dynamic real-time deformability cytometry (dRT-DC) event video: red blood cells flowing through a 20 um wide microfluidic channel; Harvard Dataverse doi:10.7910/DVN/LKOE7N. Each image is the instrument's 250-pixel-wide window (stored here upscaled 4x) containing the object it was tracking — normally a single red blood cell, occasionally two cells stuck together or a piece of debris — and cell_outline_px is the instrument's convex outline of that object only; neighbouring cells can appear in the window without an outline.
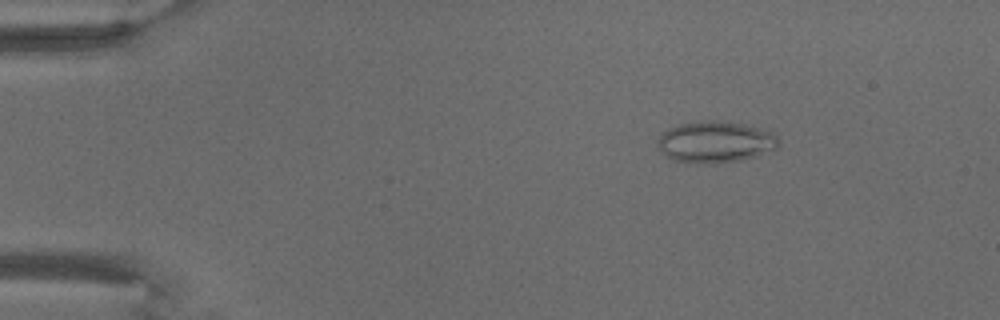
{"species": "common noctule bat (a hibernating species)", "species_latin": "Nyctalus noctula", "temperature_condition": "warm", "stored_images_in_passage": 6, "camera_frame_rate_fps": 3000, "um_per_image_px": 0.085, "animal": {"sex": "male", "body_mass_g": 18.8}, "frame": {"image": 1, "passage_image": 3, "time_ms": 3.0, "image_size_px": [1000, 320], "cell_outline_px": [[780, 140], [776, 148], [756, 156], [740, 160], [712, 164], [688, 164], [672, 160], [664, 156], [656, 148], [656, 140], [668, 128], [680, 124], [700, 120], [728, 120], [760, 128], [772, 132]], "centroid_in_image_um": [60.74, 12.07], "position_along_channel_um": 24.3, "area_um2": 30.0}}